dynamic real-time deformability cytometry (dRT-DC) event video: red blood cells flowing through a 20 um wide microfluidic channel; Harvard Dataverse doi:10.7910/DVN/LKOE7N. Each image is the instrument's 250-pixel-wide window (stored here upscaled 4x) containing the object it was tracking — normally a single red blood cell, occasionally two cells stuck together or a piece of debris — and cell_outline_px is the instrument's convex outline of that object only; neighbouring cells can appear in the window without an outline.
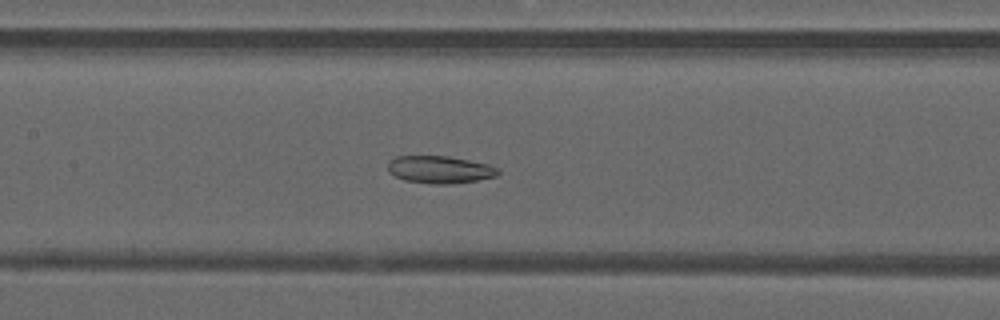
{"species": "common noctule bat (a hibernating species)", "species_latin": "Nyctalus noctula", "temperature_condition": "warm", "stored_images_in_passage": 31, "camera_frame_rate_fps": 3000, "um_per_image_px": 0.085, "animal": {"sex": "male", "forearm_length_mm": 52.5}, "frame": {"image": 1, "passage_image": 8, "time_ms": 2.333, "image_size_px": [1000, 320], "cell_outline_px": [[500, 172], [496, 176], [476, 180], [452, 184], [432, 184], [404, 180], [388, 172], [388, 160], [396, 156], [448, 156], [488, 164], [500, 168]], "centroid_in_image_um": [37.37, 14.41], "position_along_channel_um": 170.0, "area_um2": 17.69}}
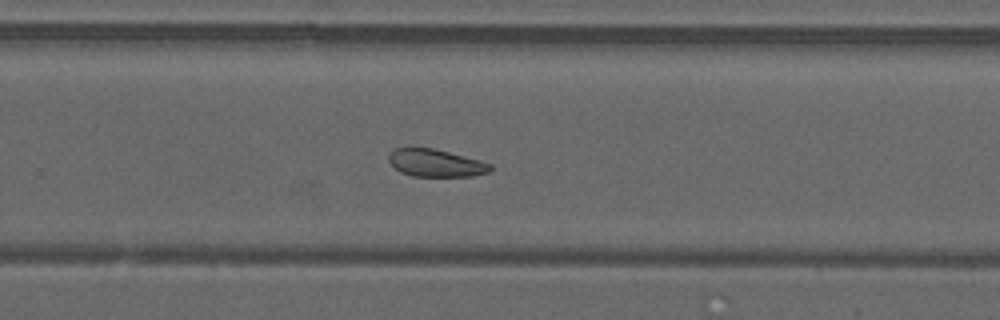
{"frame": {"image": 2, "passage_image": 17, "time_ms": 5.333, "image_size_px": [1000, 320], "cell_outline_px": [[492, 168], [488, 172], [472, 176], [412, 176], [400, 172], [388, 160], [388, 156], [396, 148], [412, 144], [432, 148], [480, 160], [492, 164]], "centroid_in_image_um": [36.99, 13.82], "position_along_channel_um": 292.8, "area_um2": 16.59}}
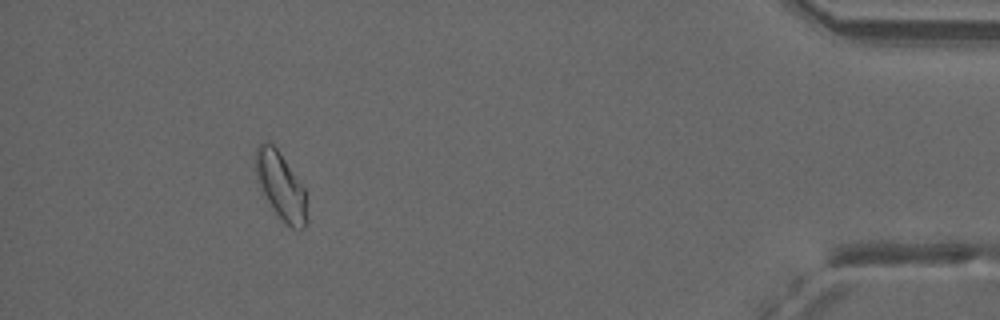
{"frame": {"image": 3, "passage_image": 30, "time_ms": 9.667, "image_size_px": [1000, 320], "cell_outline_px": [[308, 224], [304, 228], [292, 228], [276, 212], [264, 196], [256, 180], [256, 148], [264, 140], [268, 140], [276, 148], [304, 188], [308, 220]], "centroid_in_image_um": [23.86, 15.8], "position_along_channel_um": 411.3, "area_um2": 19.71}}